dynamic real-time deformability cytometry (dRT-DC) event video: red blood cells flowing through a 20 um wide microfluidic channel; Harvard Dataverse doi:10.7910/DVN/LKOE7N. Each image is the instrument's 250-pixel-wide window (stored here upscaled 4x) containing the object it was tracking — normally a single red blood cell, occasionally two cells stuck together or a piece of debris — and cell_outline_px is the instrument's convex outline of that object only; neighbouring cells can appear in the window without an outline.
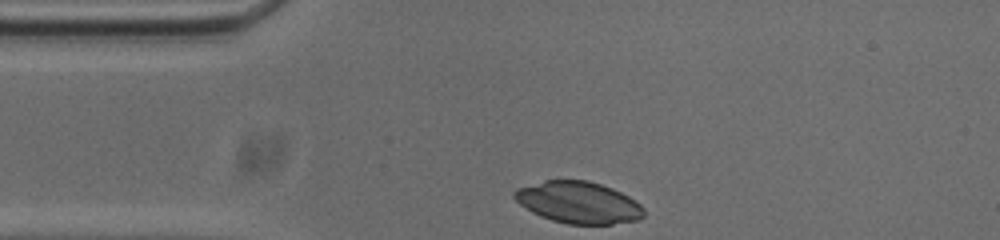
{"species": "common noctule bat (a hibernating species)", "species_latin": "Nyctalus noctula", "temperature_condition": "cold", "stored_images_in_passage": 31, "camera_frame_rate_fps": 3000, "um_per_image_px": 0.085, "animal": {"sex": "male", "body_mass_g": 20.0, "forearm_length_mm": 53.3}, "frame": {"image": 1, "passage_image": 1, "time_ms": 0.0, "image_size_px": [1000, 240], "cell_outline_px": [[644, 216], [636, 220], [612, 224], [568, 224], [552, 220], [540, 216], [532, 212], [520, 204], [512, 196], [512, 192], [516, 188], [544, 180], [588, 180], [612, 188], [628, 196], [640, 204], [644, 208]], "centroid_in_image_um": [49.14, 17.2], "position_along_channel_um": 35.9, "area_um2": 31.5}}
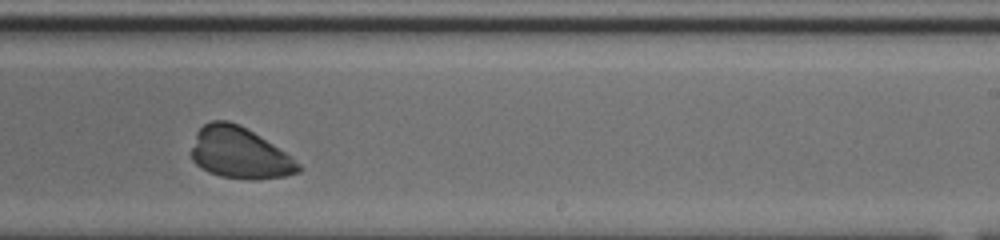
{"frame": {"image": 2, "passage_image": 22, "time_ms": 7.0, "image_size_px": [1000, 240], "cell_outline_px": [[300, 172], [284, 176], [220, 176], [208, 172], [200, 168], [192, 160], [192, 148], [196, 132], [204, 124], [212, 120], [228, 120], [240, 124], [272, 144], [284, 152], [300, 164]], "centroid_in_image_um": [20.29, 12.94], "position_along_channel_um": 268.7, "area_um2": 30.87}}